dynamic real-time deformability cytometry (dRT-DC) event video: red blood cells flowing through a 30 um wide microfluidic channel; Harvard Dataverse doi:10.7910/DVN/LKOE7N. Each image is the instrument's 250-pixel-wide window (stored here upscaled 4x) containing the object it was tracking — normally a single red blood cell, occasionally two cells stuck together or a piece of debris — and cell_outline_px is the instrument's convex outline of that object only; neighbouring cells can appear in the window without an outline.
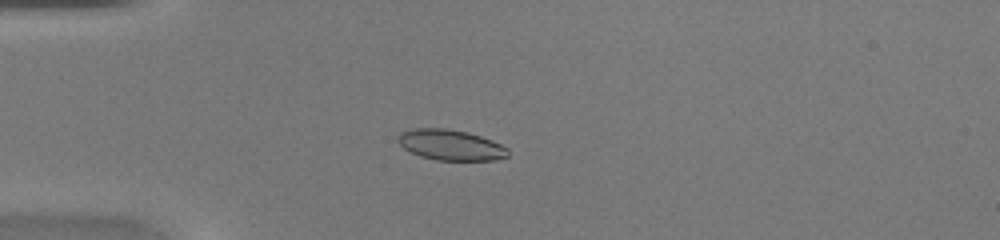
{"species": "common noctule bat (a hibernating species)", "species_latin": "Nyctalus noctula", "temperature_condition": "warm", "stored_images_in_passage": 33, "camera_frame_rate_fps": 3000, "um_per_image_px": 0.085, "animal": {"sex": "female", "body_mass_g": 20.0, "forearm_length_mm": 54.0}, "frame": {"image": 1, "passage_image": 1, "time_ms": 0.0, "image_size_px": [1000, 240], "cell_outline_px": [[508, 156], [496, 160], [436, 160], [420, 156], [404, 148], [396, 140], [396, 136], [400, 132], [412, 128], [444, 128], [468, 132], [492, 140], [508, 148]], "centroid_in_image_um": [38.28, 12.31], "position_along_channel_um": 46.7, "area_um2": 19.71}}
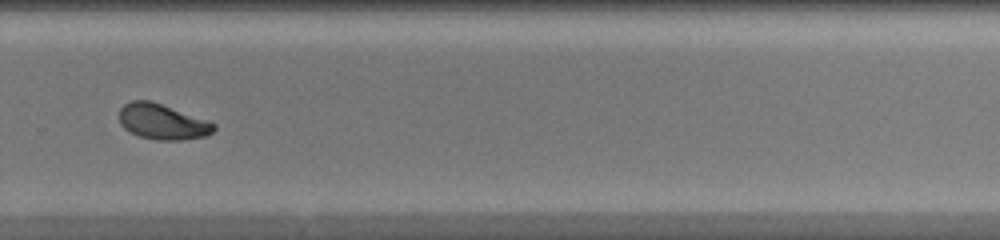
{"frame": {"image": 2, "passage_image": 20, "time_ms": 6.333, "image_size_px": [1000, 240], "cell_outline_px": [[216, 128], [212, 132], [204, 136], [180, 140], [156, 140], [140, 136], [124, 128], [120, 124], [120, 108], [124, 104], [132, 100], [152, 100], [208, 120], [216, 124]], "centroid_in_image_um": [13.81, 10.33], "position_along_channel_um": 316.0, "area_um2": 19.59}}
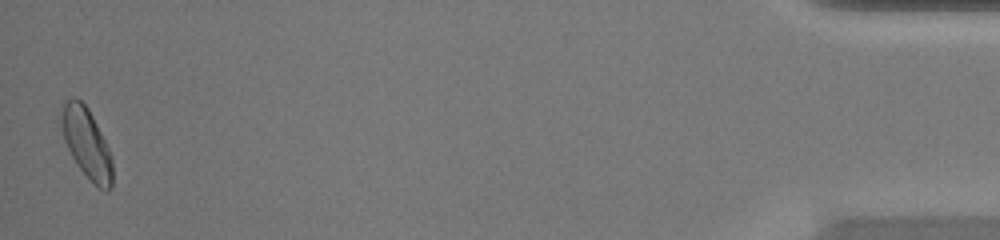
{"frame": {"image": 3, "passage_image": 33, "time_ms": 10.667, "image_size_px": [1000, 240], "cell_outline_px": [[112, 188], [108, 192], [92, 184], [80, 168], [72, 156], [64, 140], [60, 120], [60, 104], [72, 96], [80, 100], [88, 108], [112, 156]], "centroid_in_image_um": [7.34, 12.16], "position_along_channel_um": 427.9, "area_um2": 20.92}}